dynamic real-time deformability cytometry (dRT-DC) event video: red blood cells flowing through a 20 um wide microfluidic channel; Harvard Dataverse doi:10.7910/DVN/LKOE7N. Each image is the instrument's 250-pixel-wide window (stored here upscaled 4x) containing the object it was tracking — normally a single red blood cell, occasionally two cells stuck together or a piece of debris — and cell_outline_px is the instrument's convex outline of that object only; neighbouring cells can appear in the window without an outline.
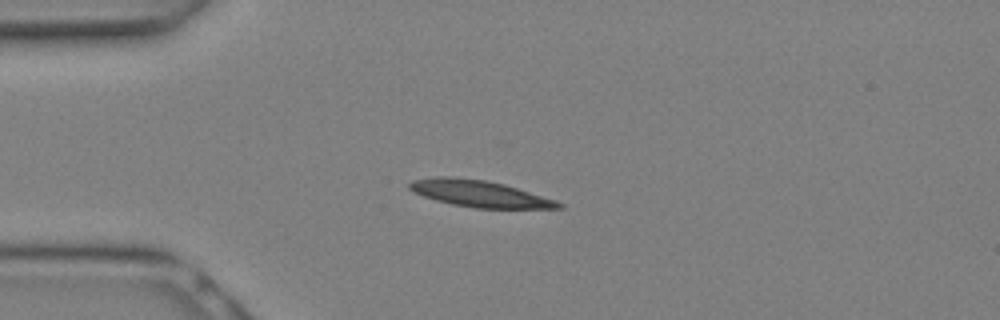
{"species": "Egyptian fruit bat (a non-hibernating species)", "species_latin": "Rousettus aegyptiacus", "temperature_condition": "warm", "stored_images_in_passage": 4, "camera_frame_rate_fps": 3000, "um_per_image_px": 0.085, "animal": {"sex": "female"}, "frame": {"image": 1, "passage_image": 1, "time_ms": 0.0, "image_size_px": [1000, 320], "cell_outline_px": [[564, 208], [476, 208], [452, 204], [436, 200], [412, 192], [408, 188], [408, 184], [412, 180], [436, 176], [448, 176], [484, 180], [504, 184], [556, 200], [564, 204]], "centroid_in_image_um": [40.73, 16.46], "position_along_channel_um": 44.3, "area_um2": 23.0}}
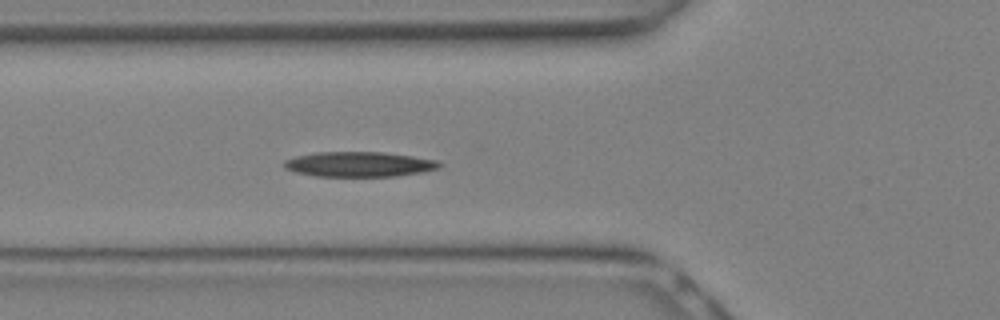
{"frame": {"image": 2, "passage_image": 4, "time_ms": 1.0, "image_size_px": [1000, 320], "cell_outline_px": [[444, 164], [440, 168], [420, 172], [396, 176], [316, 176], [296, 172], [284, 168], [284, 160], [296, 156], [316, 152], [384, 152], [412, 156], [436, 160]], "centroid_in_image_um": [30.53, 13.96], "position_along_channel_um": 95.3, "area_um2": 22.6}}